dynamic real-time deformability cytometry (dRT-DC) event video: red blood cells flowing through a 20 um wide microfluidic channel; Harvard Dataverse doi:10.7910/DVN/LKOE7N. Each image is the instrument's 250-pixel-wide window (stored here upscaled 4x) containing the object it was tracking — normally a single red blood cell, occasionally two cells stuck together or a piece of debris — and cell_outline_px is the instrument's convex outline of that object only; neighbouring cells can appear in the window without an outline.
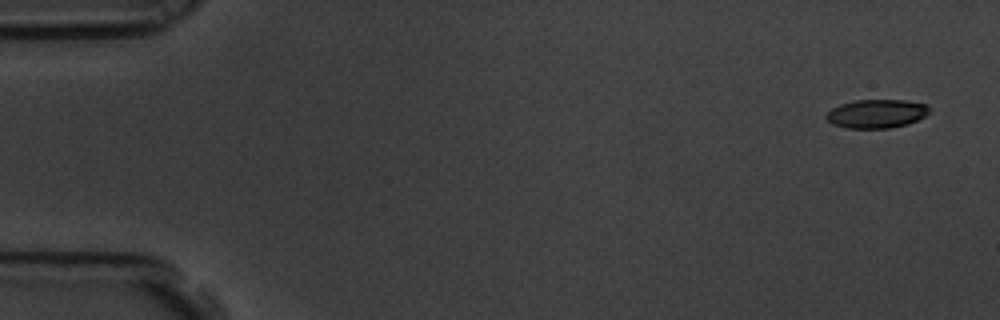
{"species": "common noctule bat (a hibernating species)", "species_latin": "Nyctalus noctula", "temperature_condition": "room temperature", "stored_images_in_passage": 10, "camera_frame_rate_fps": 3000, "um_per_image_px": 0.085, "animal": {"sex": "male", "body_mass_g": 19.5, "forearm_length_mm": 54.6}, "frame": {"image": 1, "passage_image": 1, "time_ms": 0.0, "image_size_px": [1000, 320], "cell_outline_px": [[928, 112], [924, 116], [908, 124], [888, 128], [844, 128], [832, 124], [824, 116], [832, 108], [840, 104], [856, 100], [904, 100], [928, 104]], "centroid_in_image_um": [74.48, 9.66], "position_along_channel_um": 10.5, "area_um2": 17.17}}
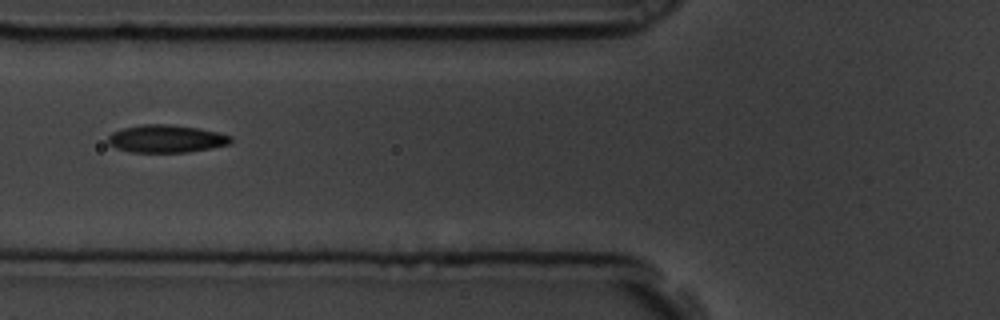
{"frame": {"image": 2, "passage_image": 7, "time_ms": 2.0, "image_size_px": [1000, 320], "cell_outline_px": [[232, 140], [228, 144], [212, 148], [188, 152], [132, 152], [116, 148], [108, 144], [108, 136], [112, 132], [124, 128], [140, 124], [172, 124], [200, 128], [232, 136]], "centroid_in_image_um": [14.12, 11.79], "position_along_channel_um": 111.7, "area_um2": 19.88}}